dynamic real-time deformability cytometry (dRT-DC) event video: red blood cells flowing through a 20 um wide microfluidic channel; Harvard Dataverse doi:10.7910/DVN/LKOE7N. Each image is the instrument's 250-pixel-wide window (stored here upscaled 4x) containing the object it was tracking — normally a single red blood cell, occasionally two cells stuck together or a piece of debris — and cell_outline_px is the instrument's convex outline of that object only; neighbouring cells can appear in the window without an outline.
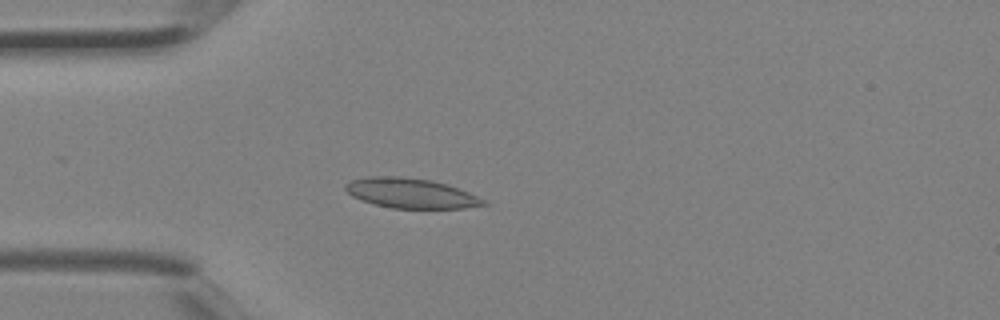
{"species": "Egyptian fruit bat (a non-hibernating species)", "species_latin": "Rousettus aegyptiacus", "temperature_condition": "room temperature", "stored_images_in_passage": 2, "camera_frame_rate_fps": 3000, "um_per_image_px": 0.085, "animal": {"sex": "female"}, "frame": {"image": 1, "passage_image": 2, "time_ms": 0.333, "image_size_px": [1000, 320], "cell_outline_px": [[488, 204], [464, 208], [392, 208], [376, 204], [352, 196], [344, 188], [344, 184], [352, 180], [364, 176], [400, 176], [432, 180], [448, 184], [468, 192], [484, 200]], "centroid_in_image_um": [34.9, 16.4], "position_along_channel_um": 50.1, "area_um2": 23.93}}